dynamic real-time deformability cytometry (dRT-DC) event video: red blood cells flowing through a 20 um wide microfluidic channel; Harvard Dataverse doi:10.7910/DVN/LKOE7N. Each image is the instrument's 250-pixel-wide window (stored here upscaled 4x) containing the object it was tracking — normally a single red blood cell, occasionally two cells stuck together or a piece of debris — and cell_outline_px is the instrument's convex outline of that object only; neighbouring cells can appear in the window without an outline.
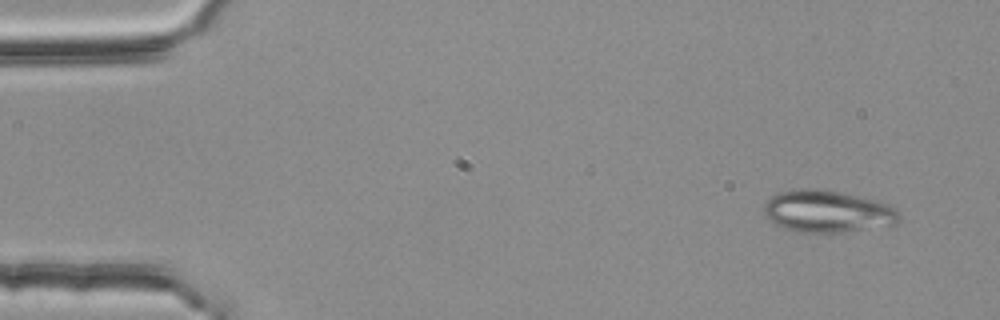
{"species": "common noctule bat (a hibernating species)", "species_latin": "Nyctalus noctula", "temperature_condition": "room temperature", "stored_images_in_passage": 4, "camera_frame_rate_fps": 3000, "um_per_image_px": 0.085, "animal": {"sex": "female", "body_mass_g": 25.1}, "frame": {"image": 1, "passage_image": 1, "time_ms": 0.0, "image_size_px": [1000, 320], "cell_outline_px": [[900, 220], [896, 224], [840, 232], [800, 232], [784, 228], [776, 224], [764, 216], [764, 204], [776, 192], [800, 188], [824, 188], [888, 204], [896, 208], [900, 212]], "centroid_in_image_um": [70.31, 17.95], "position_along_channel_um": 14.7, "area_um2": 33.12}}